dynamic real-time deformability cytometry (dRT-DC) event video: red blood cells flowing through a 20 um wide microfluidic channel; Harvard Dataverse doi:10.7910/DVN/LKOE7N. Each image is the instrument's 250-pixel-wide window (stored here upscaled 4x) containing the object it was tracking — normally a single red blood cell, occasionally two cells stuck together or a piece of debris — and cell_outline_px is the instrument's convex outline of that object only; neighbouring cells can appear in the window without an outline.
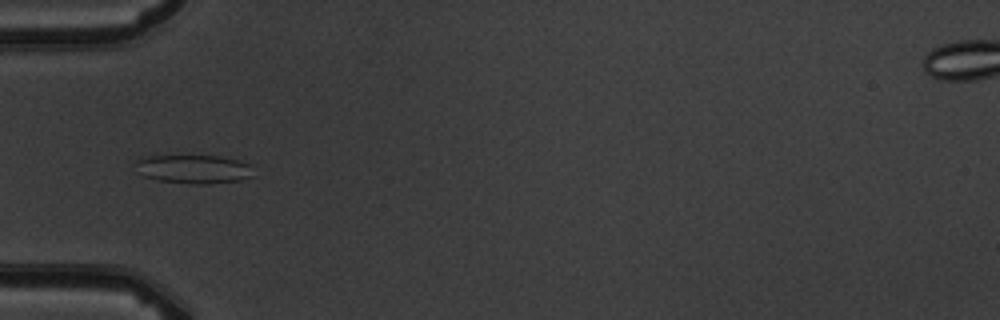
{"species": "common noctule bat (a hibernating species)", "species_latin": "Nyctalus noctula", "temperature_condition": "warm", "stored_images_in_passage": 7, "camera_frame_rate_fps": 3000, "um_per_image_px": 0.085, "animal": {"sex": "male", "body_mass_g": 19.5, "forearm_length_mm": 54.6}, "frame": {"image": 1, "passage_image": 5, "time_ms": 4.667, "image_size_px": [1000, 320], "cell_outline_px": [[256, 176], [240, 180], [208, 184], [188, 184], [160, 180], [144, 176], [136, 160], [148, 156], [220, 156], [240, 160], [252, 164]], "centroid_in_image_um": [16.62, 14.38], "position_along_channel_um": 68.4, "area_um2": 19.71}}
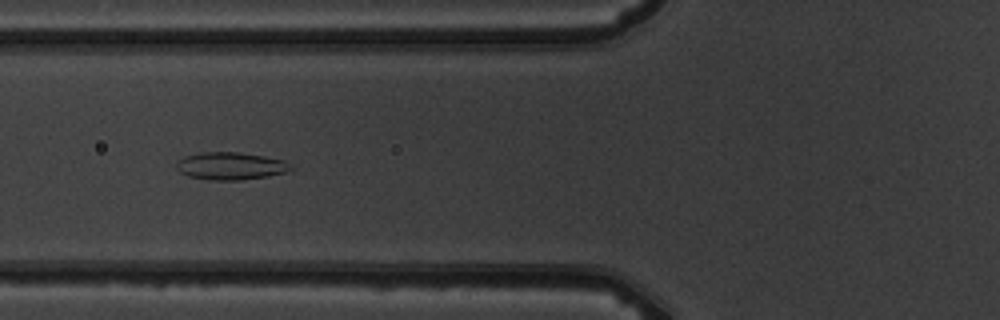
{"frame": {"image": 2, "passage_image": 6, "time_ms": 5.667, "image_size_px": [1000, 320], "cell_outline_px": [[292, 168], [284, 172], [268, 176], [240, 180], [212, 180], [188, 176], [180, 172], [176, 168], [176, 160], [184, 156], [200, 152], [240, 152], [264, 156], [284, 160]], "centroid_in_image_um": [19.54, 14.1], "position_along_channel_um": 106.3, "area_um2": 18.32}}
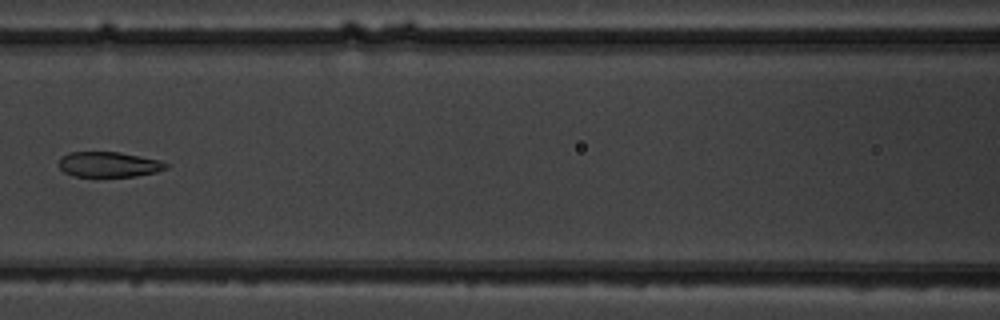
{"frame": {"image": 3, "passage_image": 7, "time_ms": 7.0, "image_size_px": [1000, 320], "cell_outline_px": [[168, 168], [156, 172], [136, 176], [72, 176], [64, 172], [56, 164], [60, 156], [68, 152], [120, 152], [160, 160], [168, 164]], "centroid_in_image_um": [9.2, 13.97], "position_along_channel_um": 157.4, "area_um2": 15.95}}